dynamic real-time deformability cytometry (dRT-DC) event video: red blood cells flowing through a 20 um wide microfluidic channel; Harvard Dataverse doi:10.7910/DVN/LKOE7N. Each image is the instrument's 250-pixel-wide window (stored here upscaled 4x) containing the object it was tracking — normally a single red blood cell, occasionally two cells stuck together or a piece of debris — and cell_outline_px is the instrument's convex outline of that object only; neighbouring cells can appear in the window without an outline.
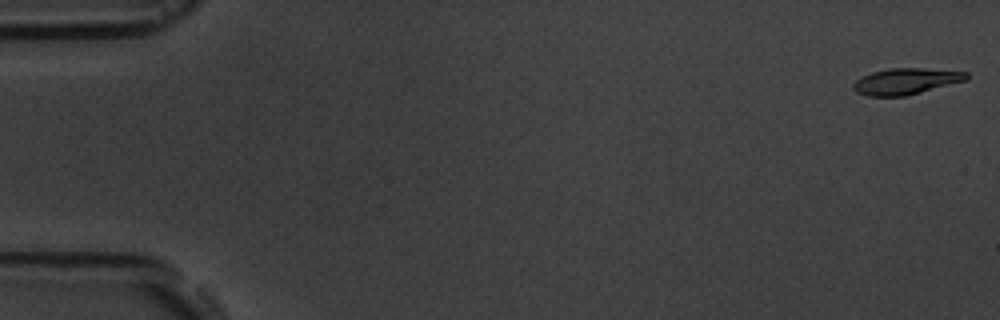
{"species": "common noctule bat (a hibernating species)", "species_latin": "Nyctalus noctula", "temperature_condition": "room temperature", "stored_images_in_passage": 55, "camera_frame_rate_fps": 3000, "um_per_image_px": 0.085, "animal": {"sex": "male", "body_mass_g": 19.5, "forearm_length_mm": 54.6}, "frame": {"image": 1, "passage_image": 1, "time_ms": 0.0, "image_size_px": [1000, 320], "cell_outline_px": [[968, 80], [904, 96], [868, 96], [856, 92], [852, 88], [852, 84], [856, 80], [872, 72], [888, 68], [920, 68], [968, 72]], "centroid_in_image_um": [76.99, 6.91], "position_along_channel_um": 8.0, "area_um2": 17.17}}
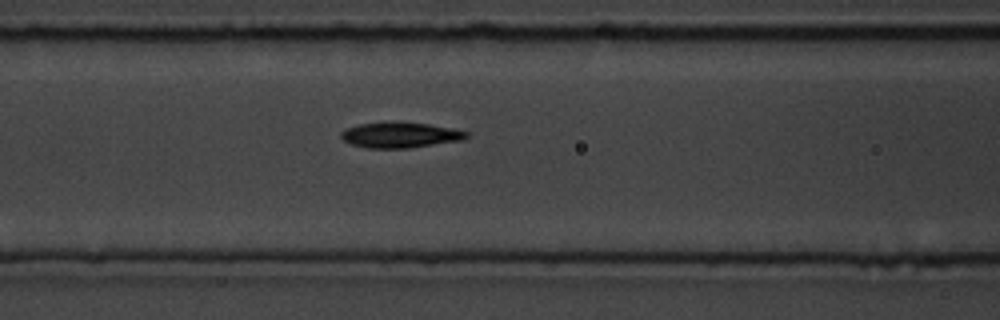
{"frame": {"image": 2, "passage_image": 23, "time_ms": 7.333, "image_size_px": [1000, 320], "cell_outline_px": [[468, 136], [464, 140], [408, 148], [368, 148], [352, 144], [344, 140], [340, 136], [340, 132], [344, 128], [360, 124], [388, 120], [392, 120], [428, 124], [452, 128], [468, 132]], "centroid_in_image_um": [33.99, 11.45], "position_along_channel_um": 132.6, "area_um2": 19.02}}
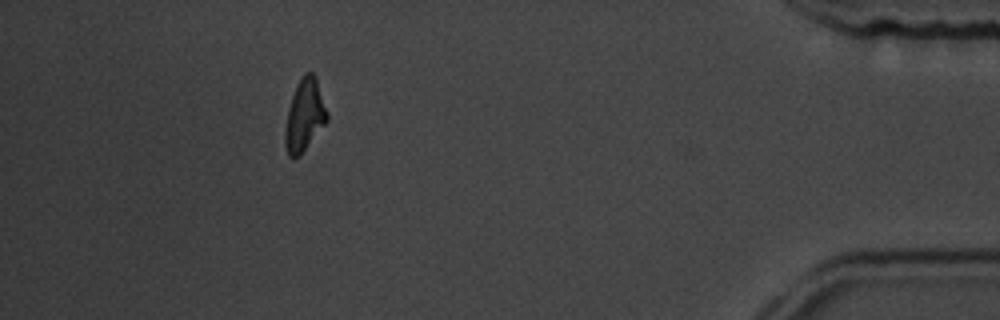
{"frame": {"image": 3, "passage_image": 50, "time_ms": 16.333, "image_size_px": [1000, 320], "cell_outline_px": [[328, 120], [300, 156], [292, 160], [288, 156], [284, 144], [284, 132], [288, 108], [296, 84], [304, 72], [312, 72], [316, 76], [328, 112]], "centroid_in_image_um": [25.88, 9.81], "position_along_channel_um": 409.3, "area_um2": 17.98}, "authors_computed_cell_mechanics": {"area_um2": 17.918, "velocity_mm_per_s": 3.6906, "shape_relaxation_time_tau1_ms": 2.0966, "shape_relaxation_time_tau2_ms": 3.2241, "deformation_change_tau1": 0.1046, "deformation_change_tau2": 0.0944}}